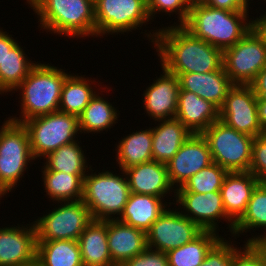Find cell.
I'll return each instance as SVG.
<instances>
[{
	"label": "cell",
	"mask_w": 266,
	"mask_h": 266,
	"mask_svg": "<svg viewBox=\"0 0 266 266\" xmlns=\"http://www.w3.org/2000/svg\"><path fill=\"white\" fill-rule=\"evenodd\" d=\"M250 85L257 97L266 98V66L257 74Z\"/></svg>",
	"instance_id": "b9f144b4"
},
{
	"label": "cell",
	"mask_w": 266,
	"mask_h": 266,
	"mask_svg": "<svg viewBox=\"0 0 266 266\" xmlns=\"http://www.w3.org/2000/svg\"><path fill=\"white\" fill-rule=\"evenodd\" d=\"M130 195L127 177L109 171L84 177L83 202L95 220H111L112 214L123 213Z\"/></svg>",
	"instance_id": "5b68a950"
},
{
	"label": "cell",
	"mask_w": 266,
	"mask_h": 266,
	"mask_svg": "<svg viewBox=\"0 0 266 266\" xmlns=\"http://www.w3.org/2000/svg\"><path fill=\"white\" fill-rule=\"evenodd\" d=\"M147 247L140 254L126 260L121 266H169L165 252Z\"/></svg>",
	"instance_id": "ab89813d"
},
{
	"label": "cell",
	"mask_w": 266,
	"mask_h": 266,
	"mask_svg": "<svg viewBox=\"0 0 266 266\" xmlns=\"http://www.w3.org/2000/svg\"><path fill=\"white\" fill-rule=\"evenodd\" d=\"M160 124L152 128V156L153 161L166 164L192 133L176 117Z\"/></svg>",
	"instance_id": "603a6c76"
},
{
	"label": "cell",
	"mask_w": 266,
	"mask_h": 266,
	"mask_svg": "<svg viewBox=\"0 0 266 266\" xmlns=\"http://www.w3.org/2000/svg\"><path fill=\"white\" fill-rule=\"evenodd\" d=\"M11 35L6 34V32H2L0 29V63H2L3 59L7 51H9L17 42L12 39Z\"/></svg>",
	"instance_id": "7bdbcfd3"
},
{
	"label": "cell",
	"mask_w": 266,
	"mask_h": 266,
	"mask_svg": "<svg viewBox=\"0 0 266 266\" xmlns=\"http://www.w3.org/2000/svg\"><path fill=\"white\" fill-rule=\"evenodd\" d=\"M219 119L233 129L256 137L262 131L257 106V96L251 85L234 84L228 91Z\"/></svg>",
	"instance_id": "7c38bea8"
},
{
	"label": "cell",
	"mask_w": 266,
	"mask_h": 266,
	"mask_svg": "<svg viewBox=\"0 0 266 266\" xmlns=\"http://www.w3.org/2000/svg\"><path fill=\"white\" fill-rule=\"evenodd\" d=\"M42 173L47 195L53 200L61 201V204L62 202L78 201L83 198L84 177L87 174L52 171L46 166Z\"/></svg>",
	"instance_id": "83f0119b"
},
{
	"label": "cell",
	"mask_w": 266,
	"mask_h": 266,
	"mask_svg": "<svg viewBox=\"0 0 266 266\" xmlns=\"http://www.w3.org/2000/svg\"><path fill=\"white\" fill-rule=\"evenodd\" d=\"M88 82L82 76L68 75L62 86L58 110L79 117L96 93Z\"/></svg>",
	"instance_id": "4dcf8cb0"
},
{
	"label": "cell",
	"mask_w": 266,
	"mask_h": 266,
	"mask_svg": "<svg viewBox=\"0 0 266 266\" xmlns=\"http://www.w3.org/2000/svg\"><path fill=\"white\" fill-rule=\"evenodd\" d=\"M247 243H254L256 247L262 252V254L265 257L266 260V234L261 235L260 237H254L251 239H248Z\"/></svg>",
	"instance_id": "bcb514c9"
},
{
	"label": "cell",
	"mask_w": 266,
	"mask_h": 266,
	"mask_svg": "<svg viewBox=\"0 0 266 266\" xmlns=\"http://www.w3.org/2000/svg\"><path fill=\"white\" fill-rule=\"evenodd\" d=\"M242 252L234 248V256L230 266H266V260L262 252L254 243L245 244Z\"/></svg>",
	"instance_id": "f35d334b"
},
{
	"label": "cell",
	"mask_w": 266,
	"mask_h": 266,
	"mask_svg": "<svg viewBox=\"0 0 266 266\" xmlns=\"http://www.w3.org/2000/svg\"><path fill=\"white\" fill-rule=\"evenodd\" d=\"M150 35L162 67L170 73H207L223 68V50L195 37L183 26L159 29L153 32L155 38Z\"/></svg>",
	"instance_id": "6da1fadb"
},
{
	"label": "cell",
	"mask_w": 266,
	"mask_h": 266,
	"mask_svg": "<svg viewBox=\"0 0 266 266\" xmlns=\"http://www.w3.org/2000/svg\"><path fill=\"white\" fill-rule=\"evenodd\" d=\"M202 0H190V3H193V2H201Z\"/></svg>",
	"instance_id": "7dc6e473"
},
{
	"label": "cell",
	"mask_w": 266,
	"mask_h": 266,
	"mask_svg": "<svg viewBox=\"0 0 266 266\" xmlns=\"http://www.w3.org/2000/svg\"><path fill=\"white\" fill-rule=\"evenodd\" d=\"M43 29L72 37L96 35L94 0H27Z\"/></svg>",
	"instance_id": "3957f363"
},
{
	"label": "cell",
	"mask_w": 266,
	"mask_h": 266,
	"mask_svg": "<svg viewBox=\"0 0 266 266\" xmlns=\"http://www.w3.org/2000/svg\"><path fill=\"white\" fill-rule=\"evenodd\" d=\"M165 208L161 197L130 192L122 215L116 219L147 233Z\"/></svg>",
	"instance_id": "d4e9b609"
},
{
	"label": "cell",
	"mask_w": 266,
	"mask_h": 266,
	"mask_svg": "<svg viewBox=\"0 0 266 266\" xmlns=\"http://www.w3.org/2000/svg\"><path fill=\"white\" fill-rule=\"evenodd\" d=\"M36 253L35 224L26 228H0V266L31 265L36 262Z\"/></svg>",
	"instance_id": "2e32d148"
},
{
	"label": "cell",
	"mask_w": 266,
	"mask_h": 266,
	"mask_svg": "<svg viewBox=\"0 0 266 266\" xmlns=\"http://www.w3.org/2000/svg\"><path fill=\"white\" fill-rule=\"evenodd\" d=\"M26 127L33 158L47 156L63 145L75 142L79 131L78 117L55 111L30 118L23 122Z\"/></svg>",
	"instance_id": "ba28073f"
},
{
	"label": "cell",
	"mask_w": 266,
	"mask_h": 266,
	"mask_svg": "<svg viewBox=\"0 0 266 266\" xmlns=\"http://www.w3.org/2000/svg\"><path fill=\"white\" fill-rule=\"evenodd\" d=\"M249 171L228 172L220 189L224 210L236 223L244 214L252 191L259 183Z\"/></svg>",
	"instance_id": "44dd1931"
},
{
	"label": "cell",
	"mask_w": 266,
	"mask_h": 266,
	"mask_svg": "<svg viewBox=\"0 0 266 266\" xmlns=\"http://www.w3.org/2000/svg\"><path fill=\"white\" fill-rule=\"evenodd\" d=\"M190 4L188 0H147V10L150 19L157 11L166 13L178 12L180 16L179 25L182 26L188 18Z\"/></svg>",
	"instance_id": "d590c367"
},
{
	"label": "cell",
	"mask_w": 266,
	"mask_h": 266,
	"mask_svg": "<svg viewBox=\"0 0 266 266\" xmlns=\"http://www.w3.org/2000/svg\"><path fill=\"white\" fill-rule=\"evenodd\" d=\"M28 266H39V264L37 262H35V263L28 265Z\"/></svg>",
	"instance_id": "c3c4849f"
},
{
	"label": "cell",
	"mask_w": 266,
	"mask_h": 266,
	"mask_svg": "<svg viewBox=\"0 0 266 266\" xmlns=\"http://www.w3.org/2000/svg\"><path fill=\"white\" fill-rule=\"evenodd\" d=\"M266 66V43L252 28L223 51V68L233 84L250 85Z\"/></svg>",
	"instance_id": "9c48e42d"
},
{
	"label": "cell",
	"mask_w": 266,
	"mask_h": 266,
	"mask_svg": "<svg viewBox=\"0 0 266 266\" xmlns=\"http://www.w3.org/2000/svg\"><path fill=\"white\" fill-rule=\"evenodd\" d=\"M212 161L228 172L249 171L253 136L239 132L220 119L213 122L203 133Z\"/></svg>",
	"instance_id": "8992f818"
},
{
	"label": "cell",
	"mask_w": 266,
	"mask_h": 266,
	"mask_svg": "<svg viewBox=\"0 0 266 266\" xmlns=\"http://www.w3.org/2000/svg\"><path fill=\"white\" fill-rule=\"evenodd\" d=\"M258 116L262 131L266 133V98L257 97Z\"/></svg>",
	"instance_id": "f6af8a7d"
},
{
	"label": "cell",
	"mask_w": 266,
	"mask_h": 266,
	"mask_svg": "<svg viewBox=\"0 0 266 266\" xmlns=\"http://www.w3.org/2000/svg\"><path fill=\"white\" fill-rule=\"evenodd\" d=\"M176 196V204L182 207L188 213H184L190 220L195 222L202 230H210L216 232L217 222L220 217L231 221L229 230L233 233L234 222L227 216L220 191L195 193V192H174ZM192 214V215H191Z\"/></svg>",
	"instance_id": "9a60e30c"
},
{
	"label": "cell",
	"mask_w": 266,
	"mask_h": 266,
	"mask_svg": "<svg viewBox=\"0 0 266 266\" xmlns=\"http://www.w3.org/2000/svg\"><path fill=\"white\" fill-rule=\"evenodd\" d=\"M30 159L34 160L26 127L6 120L0 130V197L17 185Z\"/></svg>",
	"instance_id": "52a82bcc"
},
{
	"label": "cell",
	"mask_w": 266,
	"mask_h": 266,
	"mask_svg": "<svg viewBox=\"0 0 266 266\" xmlns=\"http://www.w3.org/2000/svg\"><path fill=\"white\" fill-rule=\"evenodd\" d=\"M117 116L114 106L95 94L78 117L79 131L96 133L106 130L115 123Z\"/></svg>",
	"instance_id": "1f68e13d"
},
{
	"label": "cell",
	"mask_w": 266,
	"mask_h": 266,
	"mask_svg": "<svg viewBox=\"0 0 266 266\" xmlns=\"http://www.w3.org/2000/svg\"><path fill=\"white\" fill-rule=\"evenodd\" d=\"M83 153L76 141L63 145L46 156L45 166L52 171L85 174V169L88 167Z\"/></svg>",
	"instance_id": "d6a6232c"
},
{
	"label": "cell",
	"mask_w": 266,
	"mask_h": 266,
	"mask_svg": "<svg viewBox=\"0 0 266 266\" xmlns=\"http://www.w3.org/2000/svg\"><path fill=\"white\" fill-rule=\"evenodd\" d=\"M221 239L215 231L203 230L191 242L169 250V266H200L206 254Z\"/></svg>",
	"instance_id": "f1b7e54d"
},
{
	"label": "cell",
	"mask_w": 266,
	"mask_h": 266,
	"mask_svg": "<svg viewBox=\"0 0 266 266\" xmlns=\"http://www.w3.org/2000/svg\"><path fill=\"white\" fill-rule=\"evenodd\" d=\"M117 146V160L120 169L153 161L152 129L137 131L123 138Z\"/></svg>",
	"instance_id": "4316f807"
},
{
	"label": "cell",
	"mask_w": 266,
	"mask_h": 266,
	"mask_svg": "<svg viewBox=\"0 0 266 266\" xmlns=\"http://www.w3.org/2000/svg\"><path fill=\"white\" fill-rule=\"evenodd\" d=\"M203 230L180 211L166 209L146 233L147 247L167 253L195 239Z\"/></svg>",
	"instance_id": "4fadbf2b"
},
{
	"label": "cell",
	"mask_w": 266,
	"mask_h": 266,
	"mask_svg": "<svg viewBox=\"0 0 266 266\" xmlns=\"http://www.w3.org/2000/svg\"><path fill=\"white\" fill-rule=\"evenodd\" d=\"M178 76L180 90L197 94L219 109L223 106L229 89L234 85L224 68L207 73H172Z\"/></svg>",
	"instance_id": "ffe728a7"
},
{
	"label": "cell",
	"mask_w": 266,
	"mask_h": 266,
	"mask_svg": "<svg viewBox=\"0 0 266 266\" xmlns=\"http://www.w3.org/2000/svg\"><path fill=\"white\" fill-rule=\"evenodd\" d=\"M228 171L217 163H211L191 176L182 187L176 188V192L207 193L220 191L224 178Z\"/></svg>",
	"instance_id": "e575fe53"
},
{
	"label": "cell",
	"mask_w": 266,
	"mask_h": 266,
	"mask_svg": "<svg viewBox=\"0 0 266 266\" xmlns=\"http://www.w3.org/2000/svg\"><path fill=\"white\" fill-rule=\"evenodd\" d=\"M260 18V19H259ZM252 20L253 23V29L256 31V33L263 39V41L266 43V13L265 15Z\"/></svg>",
	"instance_id": "ee69618b"
},
{
	"label": "cell",
	"mask_w": 266,
	"mask_h": 266,
	"mask_svg": "<svg viewBox=\"0 0 266 266\" xmlns=\"http://www.w3.org/2000/svg\"><path fill=\"white\" fill-rule=\"evenodd\" d=\"M176 118L192 134H202L219 120V108L193 92L180 90Z\"/></svg>",
	"instance_id": "7402d4cb"
},
{
	"label": "cell",
	"mask_w": 266,
	"mask_h": 266,
	"mask_svg": "<svg viewBox=\"0 0 266 266\" xmlns=\"http://www.w3.org/2000/svg\"><path fill=\"white\" fill-rule=\"evenodd\" d=\"M249 172L266 182V133L254 137Z\"/></svg>",
	"instance_id": "8d00e7d4"
},
{
	"label": "cell",
	"mask_w": 266,
	"mask_h": 266,
	"mask_svg": "<svg viewBox=\"0 0 266 266\" xmlns=\"http://www.w3.org/2000/svg\"><path fill=\"white\" fill-rule=\"evenodd\" d=\"M247 13L193 2L190 4L188 18L182 26L195 37L224 51L234 46L252 29V21L245 22L248 21Z\"/></svg>",
	"instance_id": "7a4b0ae2"
},
{
	"label": "cell",
	"mask_w": 266,
	"mask_h": 266,
	"mask_svg": "<svg viewBox=\"0 0 266 266\" xmlns=\"http://www.w3.org/2000/svg\"><path fill=\"white\" fill-rule=\"evenodd\" d=\"M23 49L16 43L0 63V94L15 90L28 76L36 63L29 62Z\"/></svg>",
	"instance_id": "f546056e"
},
{
	"label": "cell",
	"mask_w": 266,
	"mask_h": 266,
	"mask_svg": "<svg viewBox=\"0 0 266 266\" xmlns=\"http://www.w3.org/2000/svg\"><path fill=\"white\" fill-rule=\"evenodd\" d=\"M68 75L54 66L36 64L15 89H22V119L13 117L10 120L23 123L30 118L58 111L62 86Z\"/></svg>",
	"instance_id": "277c9868"
},
{
	"label": "cell",
	"mask_w": 266,
	"mask_h": 266,
	"mask_svg": "<svg viewBox=\"0 0 266 266\" xmlns=\"http://www.w3.org/2000/svg\"><path fill=\"white\" fill-rule=\"evenodd\" d=\"M234 256V247L222 237L206 254L200 266H230Z\"/></svg>",
	"instance_id": "74e56055"
},
{
	"label": "cell",
	"mask_w": 266,
	"mask_h": 266,
	"mask_svg": "<svg viewBox=\"0 0 266 266\" xmlns=\"http://www.w3.org/2000/svg\"><path fill=\"white\" fill-rule=\"evenodd\" d=\"M79 246L84 266H116L107 242V220L93 219L80 235Z\"/></svg>",
	"instance_id": "cb8c5ba5"
},
{
	"label": "cell",
	"mask_w": 266,
	"mask_h": 266,
	"mask_svg": "<svg viewBox=\"0 0 266 266\" xmlns=\"http://www.w3.org/2000/svg\"><path fill=\"white\" fill-rule=\"evenodd\" d=\"M115 218L107 220V242L112 262L121 266L147 248V237L144 231Z\"/></svg>",
	"instance_id": "ac0fdd59"
},
{
	"label": "cell",
	"mask_w": 266,
	"mask_h": 266,
	"mask_svg": "<svg viewBox=\"0 0 266 266\" xmlns=\"http://www.w3.org/2000/svg\"><path fill=\"white\" fill-rule=\"evenodd\" d=\"M93 220L83 200L66 201L48 215L35 221L37 241H78L85 227Z\"/></svg>",
	"instance_id": "30bf717a"
},
{
	"label": "cell",
	"mask_w": 266,
	"mask_h": 266,
	"mask_svg": "<svg viewBox=\"0 0 266 266\" xmlns=\"http://www.w3.org/2000/svg\"><path fill=\"white\" fill-rule=\"evenodd\" d=\"M254 227L266 228V182H259L252 191L246 211L234 224L232 234L243 233Z\"/></svg>",
	"instance_id": "836d02e7"
},
{
	"label": "cell",
	"mask_w": 266,
	"mask_h": 266,
	"mask_svg": "<svg viewBox=\"0 0 266 266\" xmlns=\"http://www.w3.org/2000/svg\"><path fill=\"white\" fill-rule=\"evenodd\" d=\"M202 3L229 11H248L247 0H202Z\"/></svg>",
	"instance_id": "60d3db41"
},
{
	"label": "cell",
	"mask_w": 266,
	"mask_h": 266,
	"mask_svg": "<svg viewBox=\"0 0 266 266\" xmlns=\"http://www.w3.org/2000/svg\"><path fill=\"white\" fill-rule=\"evenodd\" d=\"M94 7L96 36L131 31L150 20L147 0H94Z\"/></svg>",
	"instance_id": "8fae6325"
},
{
	"label": "cell",
	"mask_w": 266,
	"mask_h": 266,
	"mask_svg": "<svg viewBox=\"0 0 266 266\" xmlns=\"http://www.w3.org/2000/svg\"><path fill=\"white\" fill-rule=\"evenodd\" d=\"M123 172V176L127 175L130 192L135 194L163 198L175 188L170 183L164 163L150 161L126 168Z\"/></svg>",
	"instance_id": "d6986e66"
},
{
	"label": "cell",
	"mask_w": 266,
	"mask_h": 266,
	"mask_svg": "<svg viewBox=\"0 0 266 266\" xmlns=\"http://www.w3.org/2000/svg\"><path fill=\"white\" fill-rule=\"evenodd\" d=\"M211 163L213 161L206 139L202 134H192L166 163L171 185L182 187L191 176Z\"/></svg>",
	"instance_id": "5bb4252c"
},
{
	"label": "cell",
	"mask_w": 266,
	"mask_h": 266,
	"mask_svg": "<svg viewBox=\"0 0 266 266\" xmlns=\"http://www.w3.org/2000/svg\"><path fill=\"white\" fill-rule=\"evenodd\" d=\"M162 70L164 75L146 89L143 101L148 115L159 122L176 117L180 92L178 76Z\"/></svg>",
	"instance_id": "e0dca14e"
},
{
	"label": "cell",
	"mask_w": 266,
	"mask_h": 266,
	"mask_svg": "<svg viewBox=\"0 0 266 266\" xmlns=\"http://www.w3.org/2000/svg\"><path fill=\"white\" fill-rule=\"evenodd\" d=\"M36 262L39 266H84L78 241H37Z\"/></svg>",
	"instance_id": "484cf974"
}]
</instances>
